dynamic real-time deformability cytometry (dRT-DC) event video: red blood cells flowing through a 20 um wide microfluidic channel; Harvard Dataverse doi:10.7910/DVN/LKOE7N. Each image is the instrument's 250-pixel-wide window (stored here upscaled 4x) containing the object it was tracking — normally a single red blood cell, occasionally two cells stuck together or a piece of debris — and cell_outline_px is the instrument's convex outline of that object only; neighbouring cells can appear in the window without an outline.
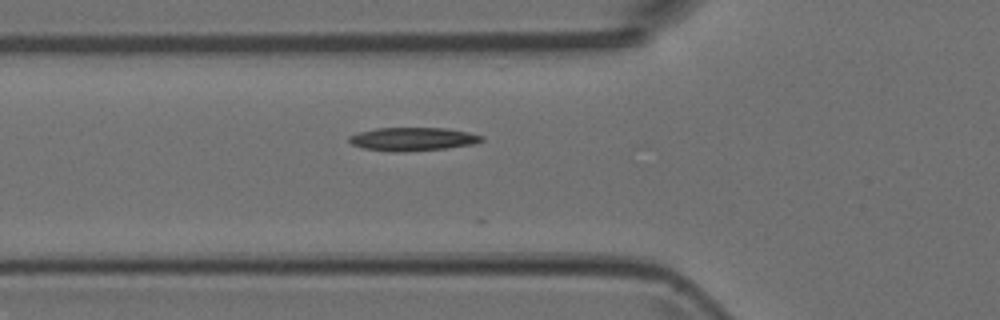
{"species": "Egyptian fruit bat (a non-hibernating species)", "species_latin": "Rousettus aegyptiacus", "temperature_condition": "room temperature", "stored_images_in_passage": 2, "camera_frame_rate_fps": 3000, "um_per_image_px": 0.085, "animal": {"sex": "female"}, "frame": {"image": 1, "passage_image": 2, "time_ms": 0.333, "image_size_px": [1000, 320], "cell_outline_px": [[484, 140], [472, 144], [444, 148], [404, 152], [392, 152], [364, 148], [352, 144], [348, 140], [348, 136], [360, 132], [376, 128], [448, 128], [468, 132], [484, 136]], "centroid_in_image_um": [35.08, 11.82], "position_along_channel_um": 90.7, "area_um2": 17.98}}